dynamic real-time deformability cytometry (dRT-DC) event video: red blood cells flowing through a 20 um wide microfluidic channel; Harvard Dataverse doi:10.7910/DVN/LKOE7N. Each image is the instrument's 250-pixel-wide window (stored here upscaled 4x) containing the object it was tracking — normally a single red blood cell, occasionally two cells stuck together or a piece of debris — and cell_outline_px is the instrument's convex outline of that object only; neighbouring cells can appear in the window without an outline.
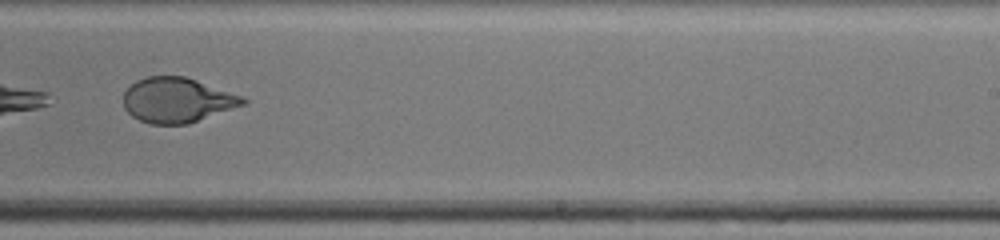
{"species": "human", "species_latin": "Homo sapiens", "temperature_condition": "cold", "stored_images_in_passage": 53, "segment_of_instrument_passage": [2, 2], "camera_frame_rate_fps": 3000, "um_per_image_px": 0.085, "donor": {"sex": "male"}, "frame": {"image": 1, "passage_image": 35, "time_ms": 11.333, "image_size_px": [1000, 240], "cell_outline_px": [[248, 104], [188, 124], [148, 124], [132, 116], [124, 108], [124, 92], [136, 80], [144, 76], [184, 76], [244, 96], [248, 100]], "centroid_in_image_um": [15.09, 8.51], "position_along_channel_um": 273.9, "area_um2": 31.56}}